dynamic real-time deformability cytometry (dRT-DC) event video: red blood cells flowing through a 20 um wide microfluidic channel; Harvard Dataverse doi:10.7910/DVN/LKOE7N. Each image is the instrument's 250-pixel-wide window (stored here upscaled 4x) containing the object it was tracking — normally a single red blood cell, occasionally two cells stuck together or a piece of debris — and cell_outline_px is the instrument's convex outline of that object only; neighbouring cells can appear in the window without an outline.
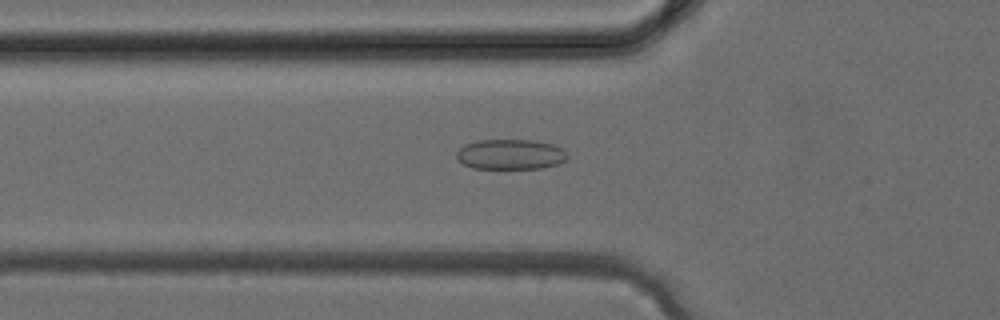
{"species": "common noctule bat (a hibernating species)", "species_latin": "Nyctalus noctula", "temperature_condition": "cold", "stored_images_in_passage": 37, "camera_frame_rate_fps": 3000, "um_per_image_px": 0.085, "animal": {"sex": "female", "body_mass_g": 24.6, "forearm_length_mm": 56.2}, "frame": {"image": 1, "passage_image": 12, "time_ms": 3.667, "image_size_px": [1000, 320], "cell_outline_px": [[568, 156], [564, 160], [556, 164], [540, 168], [472, 168], [464, 164], [456, 156], [456, 152], [464, 144], [476, 140], [532, 140], [552, 144], [560, 148]], "centroid_in_image_um": [43.34, 13.11], "position_along_channel_um": 82.5, "area_um2": 19.25}}
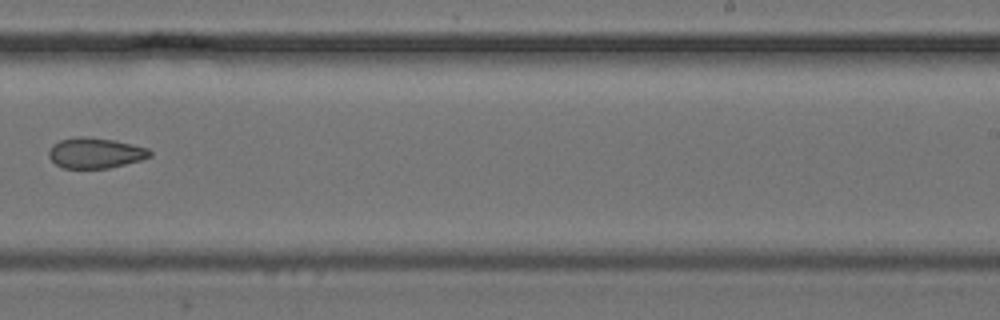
{"frame": {"image": 2, "passage_image": 23, "time_ms": 7.333, "image_size_px": [1000, 320], "cell_outline_px": [[152, 156], [140, 160], [108, 168], [64, 168], [56, 164], [48, 156], [48, 152], [52, 144], [60, 140], [76, 136], [84, 136], [112, 140], [132, 144], [148, 148], [152, 152]], "centroid_in_image_um": [8.09, 12.99], "position_along_channel_um": 280.9, "area_um2": 17.92}}
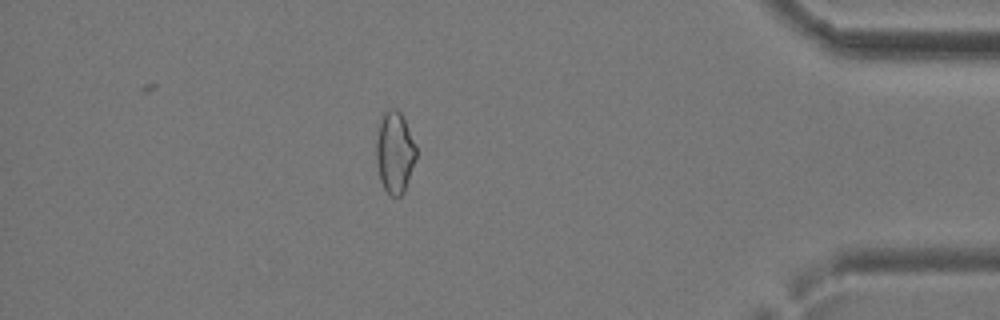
{"frame": {"image": 3, "passage_image": 32, "time_ms": 10.333, "image_size_px": [1000, 320], "cell_outline_px": [[416, 156], [404, 192], [400, 196], [392, 196], [384, 188], [380, 180], [376, 164], [376, 140], [380, 124], [384, 112], [388, 108], [396, 108], [400, 112], [404, 120], [416, 148]], "centroid_in_image_um": [33.53, 12.96], "position_along_channel_um": 401.7, "area_um2": 18.61}}